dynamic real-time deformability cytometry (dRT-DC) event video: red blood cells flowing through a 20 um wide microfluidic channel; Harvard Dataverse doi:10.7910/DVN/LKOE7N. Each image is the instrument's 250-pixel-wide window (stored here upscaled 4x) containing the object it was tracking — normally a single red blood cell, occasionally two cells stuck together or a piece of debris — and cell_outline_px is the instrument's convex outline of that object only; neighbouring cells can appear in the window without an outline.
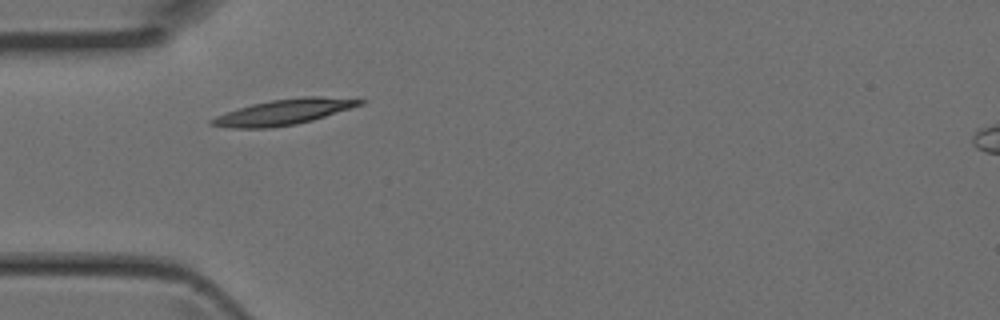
{"species": "Egyptian fruit bat (a non-hibernating species)", "species_latin": "Rousettus aegyptiacus", "temperature_condition": "room temperature", "stored_images_in_passage": 32, "camera_frame_rate_fps": 3000, "um_per_image_px": 0.085, "animal": {"sex": "female"}, "frame": {"image": 1, "passage_image": 1, "time_ms": 0.0, "image_size_px": [1000, 320], "cell_outline_px": [[368, 100], [364, 104], [312, 120], [296, 124], [272, 128], [232, 128], [208, 124], [208, 120], [216, 116], [252, 104], [272, 100], [304, 96], [320, 96]], "centroid_in_image_um": [24.14, 9.52], "position_along_channel_um": 60.9, "area_um2": 21.91}}
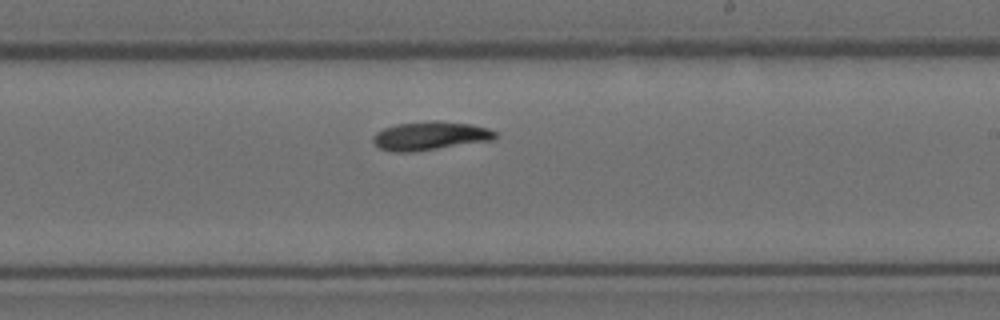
{"frame": {"image": 2, "passage_image": 14, "time_ms": 4.333, "image_size_px": [1000, 320], "cell_outline_px": [[496, 136], [492, 140], [412, 152], [392, 152], [380, 148], [372, 140], [372, 136], [376, 132], [384, 128], [396, 124], [432, 120], [440, 120], [472, 124], [488, 128], [496, 132]], "centroid_in_image_um": [36.54, 11.53], "position_along_channel_um": 252.5, "area_um2": 20.4}}
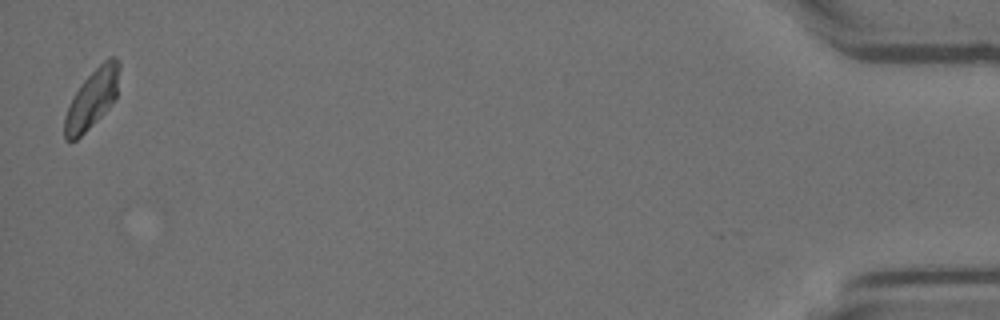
{"frame": {"image": 3, "passage_image": 32, "time_ms": 10.333, "image_size_px": [1000, 320], "cell_outline_px": [[120, 68], [116, 96], [108, 108], [76, 140], [64, 140], [64, 116], [72, 96], [80, 84], [108, 56], [116, 56], [120, 60]], "centroid_in_image_um": [7.82, 8.35], "position_along_channel_um": 427.4, "area_um2": 18.67}}